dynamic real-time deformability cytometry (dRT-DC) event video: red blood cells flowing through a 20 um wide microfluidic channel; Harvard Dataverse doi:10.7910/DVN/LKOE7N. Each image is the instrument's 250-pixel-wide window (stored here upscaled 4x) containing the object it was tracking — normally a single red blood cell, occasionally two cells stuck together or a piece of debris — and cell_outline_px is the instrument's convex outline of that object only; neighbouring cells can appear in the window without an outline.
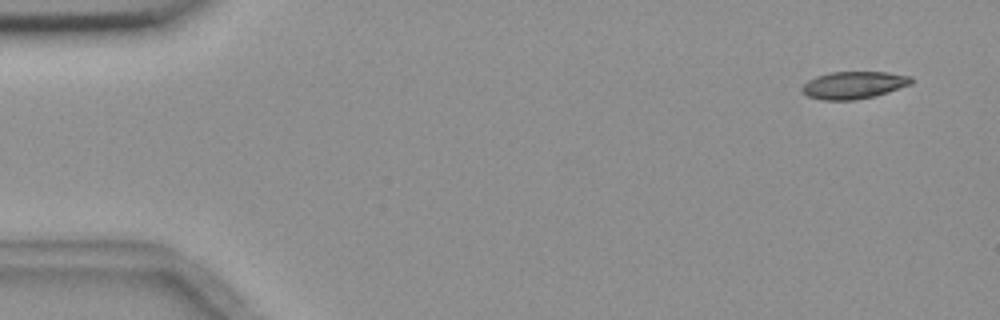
{"species": "common noctule bat (a hibernating species)", "species_latin": "Nyctalus noctula", "temperature_condition": "room temperature", "stored_images_in_passage": 6, "camera_frame_rate_fps": 3000, "um_per_image_px": 0.085, "animal": {"sex": "female", "body_mass_g": 18.4}, "frame": {"image": 1, "passage_image": 2, "time_ms": 1.0, "image_size_px": [1000, 320], "cell_outline_px": [[912, 84], [876, 96], [856, 100], [824, 100], [808, 96], [800, 88], [808, 80], [816, 76], [828, 72], [888, 72], [912, 76]], "centroid_in_image_um": [72.58, 7.23], "position_along_channel_um": 12.4, "area_um2": 17.51}}